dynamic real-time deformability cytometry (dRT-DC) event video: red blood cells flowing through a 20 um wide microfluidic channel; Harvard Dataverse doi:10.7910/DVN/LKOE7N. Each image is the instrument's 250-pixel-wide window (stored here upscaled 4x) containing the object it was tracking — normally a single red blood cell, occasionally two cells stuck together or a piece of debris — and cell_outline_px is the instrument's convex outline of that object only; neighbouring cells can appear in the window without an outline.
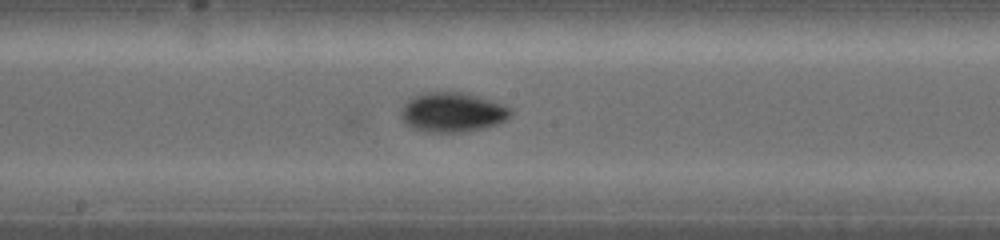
{"species": "common noctule bat (a hibernating species)", "species_latin": "Nyctalus noctula", "temperature_condition": "warm", "stored_images_in_passage": 29, "camera_frame_rate_fps": 5000, "um_per_image_px": 0.085, "animal": {"sex": "female", "body_mass_g": 19.0, "forearm_length_mm": 53.3}, "frame": {"image": 1, "passage_image": 12, "time_ms": 6.8, "image_size_px": [1000, 240], "cell_outline_px": [[512, 116], [496, 124], [484, 128], [464, 132], [424, 132], [412, 128], [404, 124], [400, 116], [400, 108], [412, 96], [424, 92], [460, 92], [476, 96], [504, 104], [512, 108]], "centroid_in_image_um": [38.42, 9.55], "position_along_channel_um": 209.8, "area_um2": 25.61}}
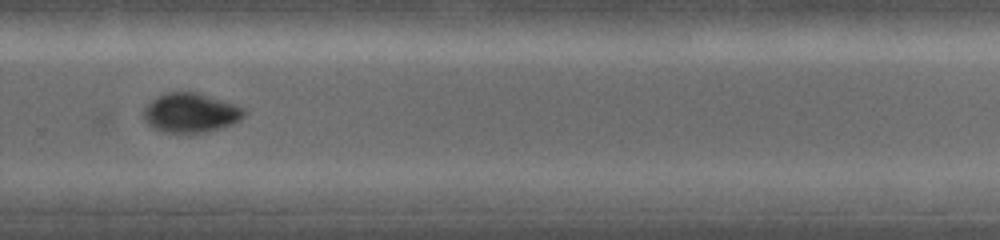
{"frame": {"image": 2, "passage_image": 16, "time_ms": 9.4, "image_size_px": [1000, 240], "cell_outline_px": [[244, 116], [240, 120], [232, 124], [220, 128], [204, 132], [164, 132], [152, 128], [144, 120], [144, 108], [156, 96], [164, 92], [196, 92], [244, 108]], "centroid_in_image_um": [16.16, 9.59], "position_along_channel_um": 313.6, "area_um2": 22.77}}
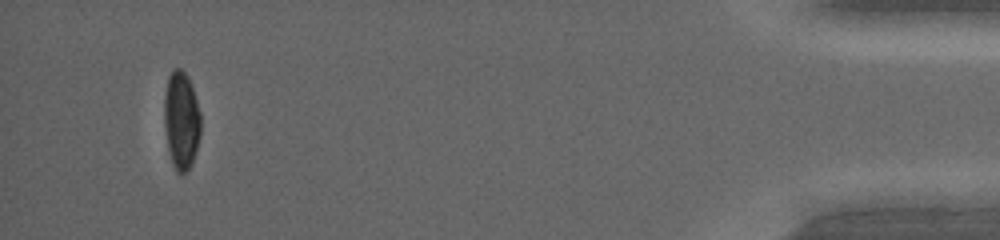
{"frame": {"image": 3, "passage_image": 26, "time_ms": 14.6, "image_size_px": [1000, 240], "cell_outline_px": [[200, 136], [192, 160], [188, 168], [180, 176], [176, 172], [172, 164], [168, 152], [164, 124], [164, 92], [168, 76], [176, 68], [180, 68], [184, 72], [192, 88], [200, 112]], "centroid_in_image_um": [15.38, 10.25], "position_along_channel_um": 419.8, "area_um2": 20.69}}